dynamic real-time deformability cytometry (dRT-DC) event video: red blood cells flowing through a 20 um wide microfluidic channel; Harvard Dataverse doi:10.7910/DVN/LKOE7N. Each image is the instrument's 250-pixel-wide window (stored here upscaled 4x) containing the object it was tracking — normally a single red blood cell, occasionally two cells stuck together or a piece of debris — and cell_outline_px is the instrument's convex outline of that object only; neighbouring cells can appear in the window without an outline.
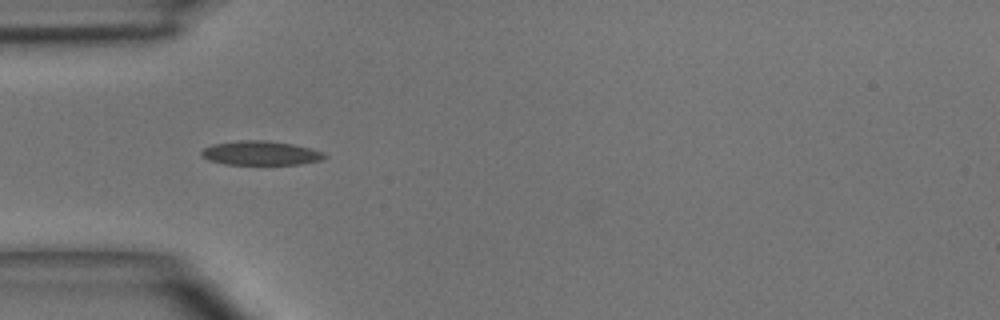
{"species": "common noctule bat (a hibernating species)", "species_latin": "Nyctalus noctula", "temperature_condition": "room temperature", "stored_images_in_passage": 4, "camera_frame_rate_fps": 3000, "um_per_image_px": 0.085, "animal": {"sex": "male", "body_mass_g": 15.6}, "frame": {"image": 1, "passage_image": 1, "time_ms": 0.0, "image_size_px": [1000, 320], "cell_outline_px": [[328, 156], [324, 160], [300, 164], [224, 164], [208, 160], [200, 156], [200, 152], [204, 148], [212, 144], [240, 140], [264, 140], [292, 144], [324, 152]], "centroid_in_image_um": [22.15, 13.01], "position_along_channel_um": 62.9, "area_um2": 17.4}}
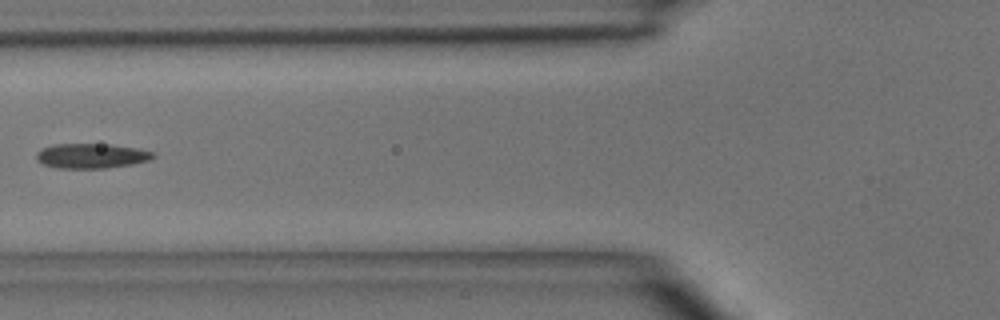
{"frame": {"image": 2, "passage_image": 2, "time_ms": 1.333, "image_size_px": [1000, 320], "cell_outline_px": [[156, 156], [148, 160], [132, 164], [104, 168], [56, 168], [44, 164], [36, 160], [36, 152], [40, 148], [52, 144], [108, 144], [136, 148], [152, 152]], "centroid_in_image_um": [7.7, 13.24], "position_along_channel_um": 118.1, "area_um2": 16.88}}